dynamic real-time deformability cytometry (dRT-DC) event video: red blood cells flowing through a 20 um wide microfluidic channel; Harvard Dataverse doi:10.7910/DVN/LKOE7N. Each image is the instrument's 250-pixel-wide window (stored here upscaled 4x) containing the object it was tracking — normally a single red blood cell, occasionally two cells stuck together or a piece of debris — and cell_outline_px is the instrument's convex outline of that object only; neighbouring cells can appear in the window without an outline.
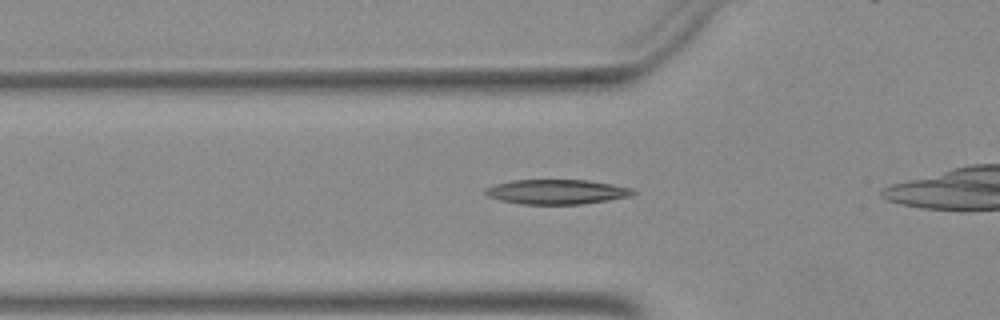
{"species": "Egyptian fruit bat (a non-hibernating species)", "species_latin": "Rousettus aegyptiacus", "temperature_condition": "warm", "stored_images_in_passage": 14, "camera_frame_rate_fps": 3000, "um_per_image_px": 0.085, "animal": {"sex": "female"}, "frame": {"image": 1, "passage_image": 3, "time_ms": 0.667, "image_size_px": [1000, 320], "cell_outline_px": [[636, 192], [632, 196], [608, 200], [580, 204], [520, 204], [500, 200], [488, 196], [484, 192], [484, 188], [496, 184], [512, 180], [588, 180], [612, 184], [632, 188]], "centroid_in_image_um": [47.32, 16.3], "position_along_channel_um": 78.5, "area_um2": 21.27}}
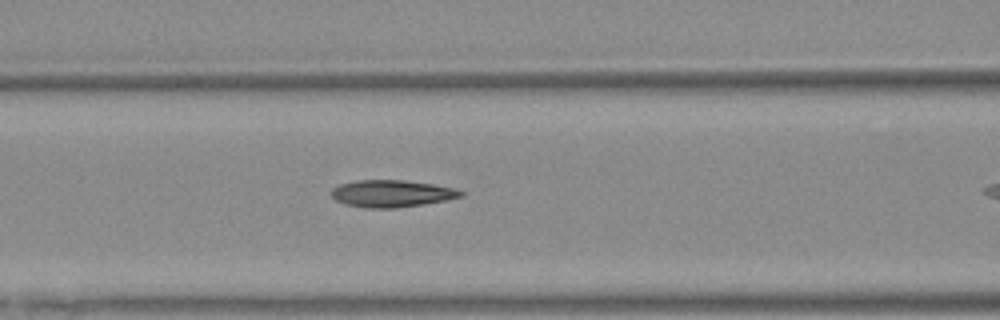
{"frame": {"image": 2, "passage_image": 7, "time_ms": 2.0, "image_size_px": [1000, 320], "cell_outline_px": [[464, 196], [424, 204], [396, 208], [364, 208], [344, 204], [336, 200], [328, 192], [332, 188], [340, 184], [356, 180], [404, 180], [432, 184], [456, 188], [464, 192]], "centroid_in_image_um": [33.26, 16.45], "position_along_channel_um": 133.3, "area_um2": 20.58}}
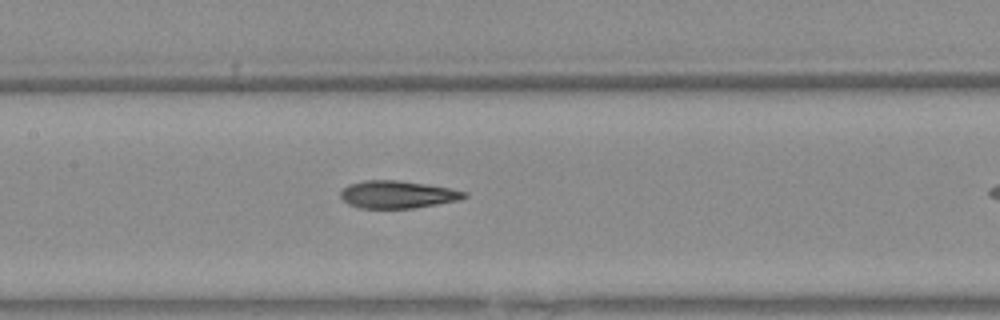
{"frame": {"image": 3, "passage_image": 10, "time_ms": 3.0, "image_size_px": [1000, 320], "cell_outline_px": [[468, 196], [460, 200], [412, 208], [360, 208], [348, 204], [340, 196], [340, 192], [348, 184], [364, 180], [396, 180], [424, 184], [448, 188], [468, 192]], "centroid_in_image_um": [33.77, 16.53], "position_along_channel_um": 173.6, "area_um2": 19.71}}